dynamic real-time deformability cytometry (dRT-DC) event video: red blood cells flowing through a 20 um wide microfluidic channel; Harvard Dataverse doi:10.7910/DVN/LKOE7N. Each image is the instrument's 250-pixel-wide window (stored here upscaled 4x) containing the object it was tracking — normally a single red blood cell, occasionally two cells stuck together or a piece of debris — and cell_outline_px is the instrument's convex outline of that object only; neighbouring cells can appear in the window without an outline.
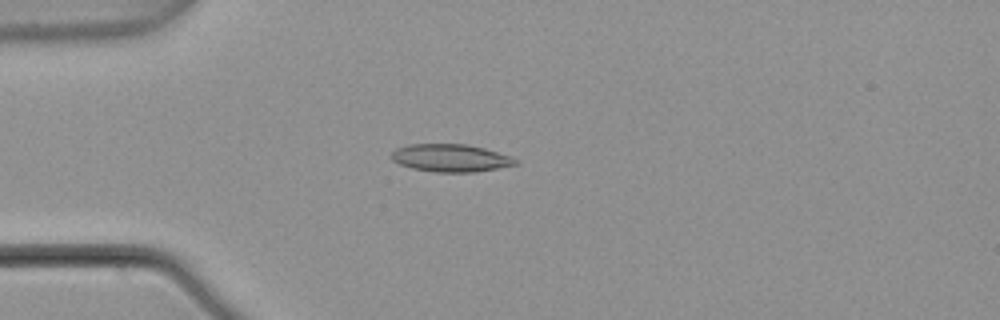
{"species": "common noctule bat (a hibernating species)", "species_latin": "Nyctalus noctula", "temperature_condition": "warm", "stored_images_in_passage": 2, "camera_frame_rate_fps": 3000, "um_per_image_px": 0.085, "animal": {"sex": "male", "body_mass_g": 21.5, "forearm_length_mm": 52.0}, "frame": {"image": 1, "passage_image": 2, "time_ms": 0.333, "image_size_px": [1000, 320], "cell_outline_px": [[520, 164], [476, 172], [436, 172], [412, 168], [400, 164], [392, 160], [392, 152], [396, 148], [408, 144], [468, 144], [484, 148], [512, 156], [520, 160]], "centroid_in_image_um": [38.36, 13.42], "position_along_channel_um": 46.6, "area_um2": 20.17}}